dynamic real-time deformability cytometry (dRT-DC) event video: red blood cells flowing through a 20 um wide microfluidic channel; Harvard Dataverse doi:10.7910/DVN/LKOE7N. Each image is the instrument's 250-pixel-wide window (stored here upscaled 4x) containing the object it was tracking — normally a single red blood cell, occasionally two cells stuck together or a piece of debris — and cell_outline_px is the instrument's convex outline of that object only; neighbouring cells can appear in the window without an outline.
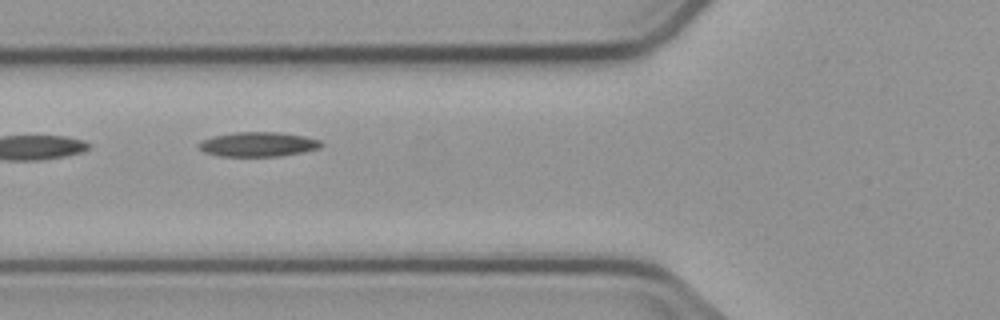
{"species": "common noctule bat (a hibernating species)", "species_latin": "Nyctalus noctula", "temperature_condition": "cold", "stored_images_in_passage": 3, "camera_frame_rate_fps": 3000, "um_per_image_px": 0.085, "animal": {"sex": "male", "body_mass_g": 23.1, "forearm_length_mm": 52.7}, "frame": {"image": 1, "passage_image": 2, "time_ms": 1.0, "image_size_px": [1000, 320], "cell_outline_px": [[324, 144], [320, 148], [304, 152], [280, 156], [220, 156], [204, 152], [196, 144], [212, 136], [232, 132], [280, 132], [304, 136], [320, 140]], "centroid_in_image_um": [21.96, 12.26], "position_along_channel_um": 103.8, "area_um2": 17.63}}
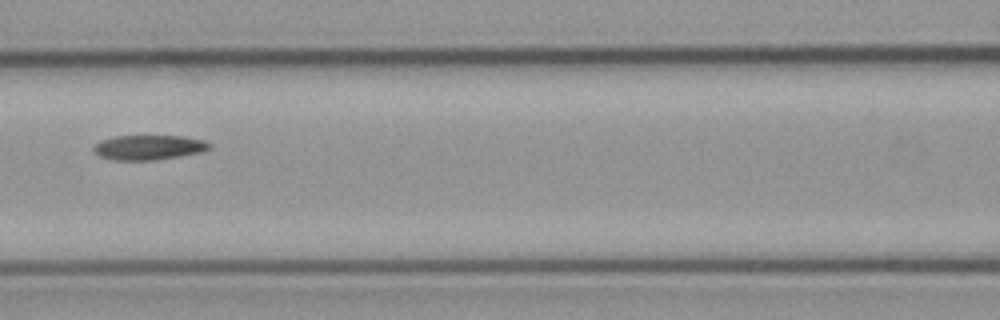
{"frame": {"image": 2, "passage_image": 3, "time_ms": 2.333, "image_size_px": [1000, 320], "cell_outline_px": [[212, 148], [200, 152], [156, 160], [116, 160], [100, 156], [92, 148], [100, 140], [116, 136], [184, 136], [204, 140], [212, 144]], "centroid_in_image_um": [12.67, 12.52], "position_along_channel_um": 153.9, "area_um2": 16.65}}